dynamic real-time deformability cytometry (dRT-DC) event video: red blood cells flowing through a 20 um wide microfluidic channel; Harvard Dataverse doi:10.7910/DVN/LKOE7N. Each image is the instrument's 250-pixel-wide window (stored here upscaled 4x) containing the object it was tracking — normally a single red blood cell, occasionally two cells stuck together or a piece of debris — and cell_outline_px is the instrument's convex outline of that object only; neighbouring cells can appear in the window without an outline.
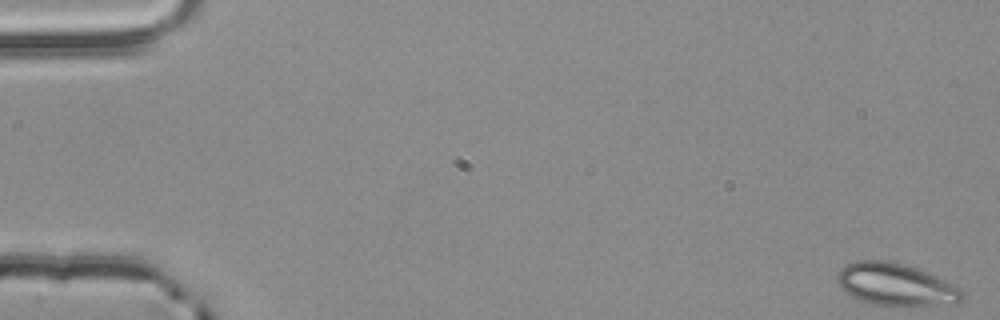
{"species": "common noctule bat (a hibernating species)", "species_latin": "Nyctalus noctula", "temperature_condition": "room temperature", "stored_images_in_passage": 4, "camera_frame_rate_fps": 3000, "um_per_image_px": 0.085, "animal": {"sex": "male", "body_mass_g": 20.4}, "frame": {"image": 1, "passage_image": 1, "time_ms": 0.0, "image_size_px": [1000, 320], "cell_outline_px": [[964, 296], [956, 304], [872, 304], [860, 300], [852, 296], [840, 288], [836, 280], [836, 276], [840, 268], [856, 260], [884, 260], [904, 264], [916, 268], [956, 284], [964, 292]], "centroid_in_image_um": [76.12, 24.16], "position_along_channel_um": 8.9, "area_um2": 30.46}}